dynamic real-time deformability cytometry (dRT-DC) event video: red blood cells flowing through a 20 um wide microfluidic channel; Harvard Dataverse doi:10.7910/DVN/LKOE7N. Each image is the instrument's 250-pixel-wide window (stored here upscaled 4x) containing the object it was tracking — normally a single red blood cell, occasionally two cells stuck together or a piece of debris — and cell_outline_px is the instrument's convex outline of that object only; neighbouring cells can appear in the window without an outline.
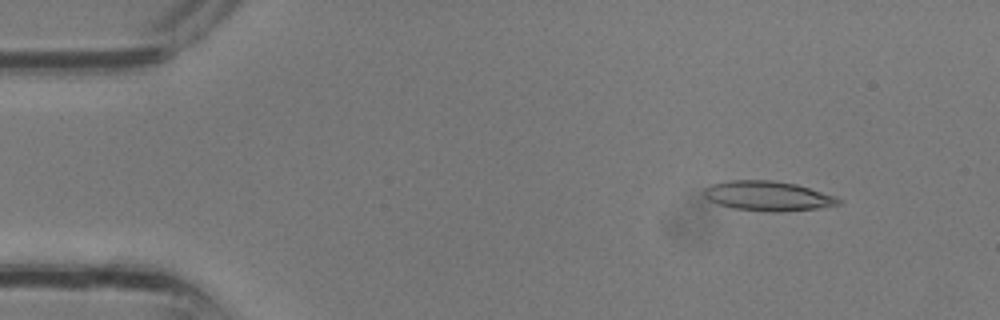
{"species": "common noctule bat (a hibernating species)", "species_latin": "Nyctalus noctula", "temperature_condition": "room temperature", "stored_images_in_passage": 12, "camera_frame_rate_fps": 3000, "um_per_image_px": 0.085, "animal": {"sex": "male", "body_mass_g": 13.3}, "frame": {"image": 1, "passage_image": 4, "time_ms": 1.0, "image_size_px": [1000, 320], "cell_outline_px": [[840, 204], [820, 208], [780, 212], [768, 212], [732, 208], [708, 200], [704, 196], [704, 188], [712, 184], [728, 180], [772, 180], [796, 184], [836, 196], [840, 200]], "centroid_in_image_um": [65.26, 16.66], "position_along_channel_um": 19.7, "area_um2": 23.35}}
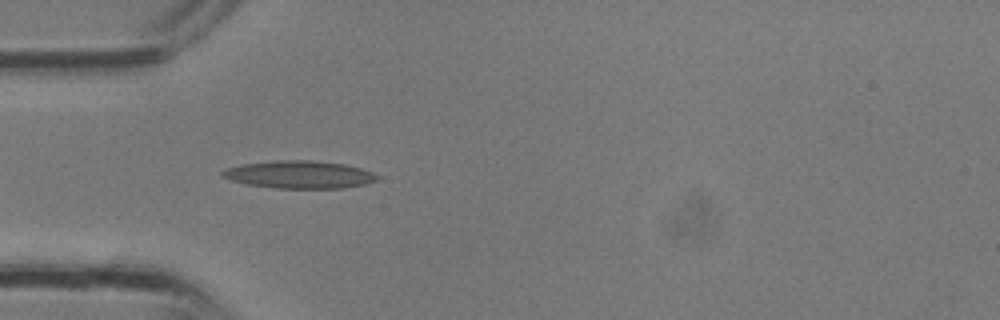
{"frame": {"image": 2, "passage_image": 10, "time_ms": 3.0, "image_size_px": [1000, 320], "cell_outline_px": [[380, 180], [364, 184], [344, 188], [276, 188], [248, 184], [232, 180], [220, 176], [220, 172], [228, 168], [244, 164], [276, 160], [312, 160], [344, 164], [360, 168], [372, 172], [380, 176]], "centroid_in_image_um": [25.48, 14.84], "position_along_channel_um": 59.5, "area_um2": 24.85}}
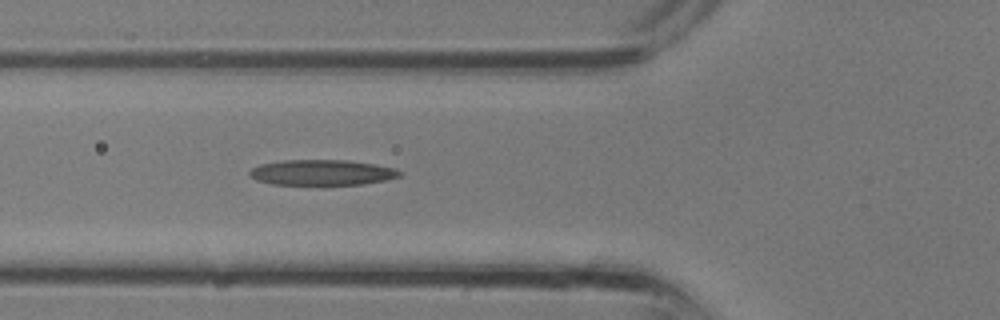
{"frame": {"image": 3, "passage_image": 12, "time_ms": 3.667, "image_size_px": [1000, 320], "cell_outline_px": [[400, 176], [384, 180], [360, 184], [272, 184], [256, 180], [248, 172], [252, 168], [260, 164], [284, 160], [348, 160], [376, 164], [392, 168], [400, 172]], "centroid_in_image_um": [27.33, 14.65], "position_along_channel_um": 98.5, "area_um2": 21.96}}